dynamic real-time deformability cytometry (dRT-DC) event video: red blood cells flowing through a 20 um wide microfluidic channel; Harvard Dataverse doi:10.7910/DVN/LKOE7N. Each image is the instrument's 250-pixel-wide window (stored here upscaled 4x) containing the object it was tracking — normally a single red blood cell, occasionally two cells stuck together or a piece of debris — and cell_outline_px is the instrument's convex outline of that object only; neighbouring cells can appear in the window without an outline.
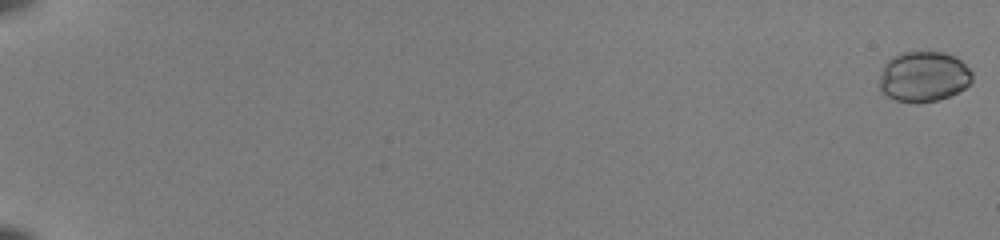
{"species": "common noctule bat (a hibernating species)", "species_latin": "Nyctalus noctula", "temperature_condition": "room temperature", "stored_images_in_passage": 55, "camera_frame_rate_fps": 3000, "um_per_image_px": 0.085, "animal": {"sex": "female", "body_mass_g": 22.0, "forearm_length_mm": 56.7}, "frame": {"image": 1, "passage_image": 1, "time_ms": 0.0, "image_size_px": [1000, 240], "cell_outline_px": [[972, 80], [964, 88], [948, 96], [936, 100], [912, 104], [896, 100], [888, 96], [880, 88], [880, 76], [884, 64], [892, 56], [900, 52], [944, 52], [956, 56], [972, 72]], "centroid_in_image_um": [78.49, 6.5], "position_along_channel_um": 6.5, "area_um2": 27.22}}
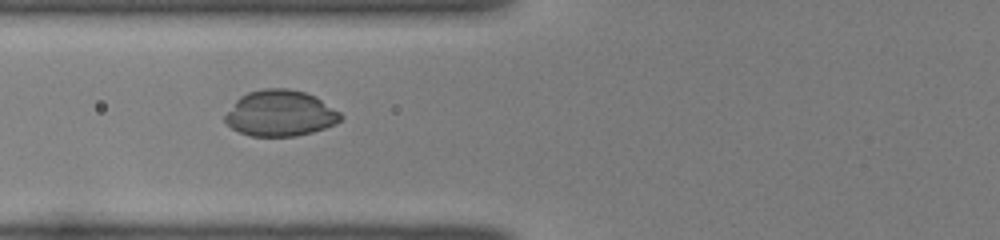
{"frame": {"image": 2, "passage_image": 25, "time_ms": 8.0, "image_size_px": [1000, 240], "cell_outline_px": [[344, 116], [336, 124], [312, 132], [296, 136], [252, 136], [240, 132], [232, 128], [224, 120], [224, 116], [236, 100], [240, 96], [248, 92], [264, 88], [288, 88], [304, 92], [316, 96], [340, 112]], "centroid_in_image_um": [23.83, 9.62], "position_along_channel_um": 102.0, "area_um2": 30.98}}
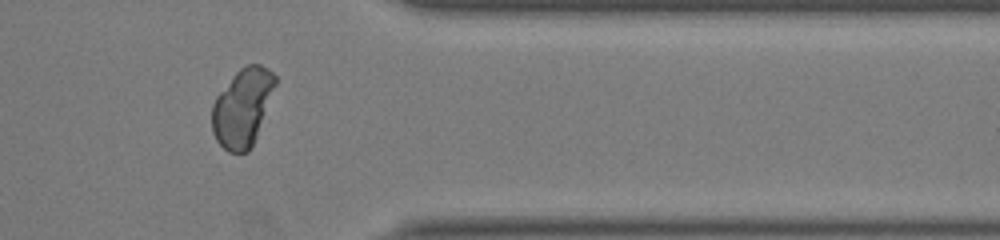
{"frame": {"image": 3, "passage_image": 47, "time_ms": 15.333, "image_size_px": [1000, 240], "cell_outline_px": [[276, 84], [252, 148], [248, 152], [228, 152], [216, 140], [212, 132], [212, 104], [216, 96], [232, 76], [240, 68], [248, 64], [260, 64], [268, 68], [276, 76]], "centroid_in_image_um": [20.6, 9.13], "position_along_channel_um": 390.8, "area_um2": 28.67}, "authors_computed_cell_mechanics": {"area_um2": 28.2064, "velocity_mm_per_s": 4.0082, "shape_relaxation_time_tau1_ms": 2.5287, "shape_relaxation_time_tau2_ms": null, "deformation_change_tau1": 0.0479, "deformation_change_tau2": null}}